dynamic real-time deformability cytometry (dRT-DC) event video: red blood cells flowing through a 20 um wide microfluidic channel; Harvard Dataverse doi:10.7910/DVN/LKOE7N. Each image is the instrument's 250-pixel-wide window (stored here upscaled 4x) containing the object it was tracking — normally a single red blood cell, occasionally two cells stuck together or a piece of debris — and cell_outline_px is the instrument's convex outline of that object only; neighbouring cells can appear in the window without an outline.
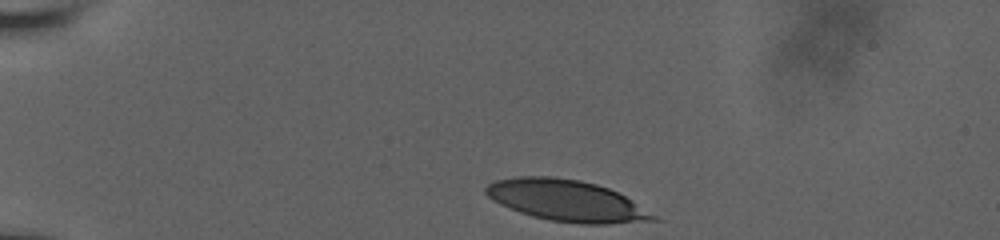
{"species": "human", "species_latin": "Homo sapiens", "temperature_condition": "room temperature", "stored_images_in_passage": 47, "camera_frame_rate_fps": 3000, "um_per_image_px": 0.085, "donor": {"sex": "male"}, "frame": {"image": 1, "passage_image": 1, "time_ms": 0.0, "image_size_px": [1000, 240], "cell_outline_px": [[664, 220], [604, 224], [580, 224], [548, 220], [532, 216], [520, 212], [500, 204], [492, 200], [484, 192], [484, 188], [488, 184], [496, 180], [520, 176], [552, 176], [580, 180], [596, 184], [608, 188], [632, 200]], "centroid_in_image_um": [48.17, 17.06], "position_along_channel_um": 36.8, "area_um2": 40.4}}
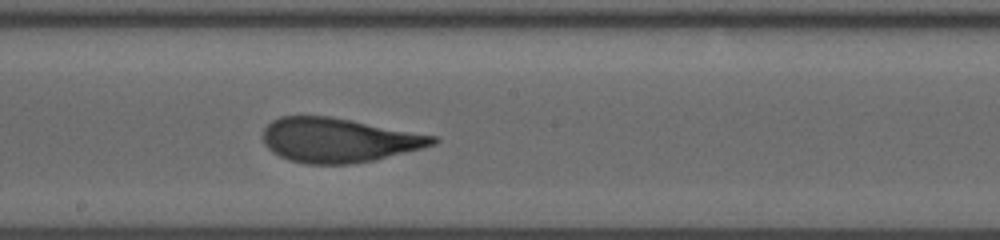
{"frame": {"image": 2, "passage_image": 26, "time_ms": 6.667, "image_size_px": [1000, 240], "cell_outline_px": [[440, 140], [436, 144], [376, 160], [352, 164], [308, 164], [288, 160], [272, 152], [264, 144], [264, 128], [272, 120], [280, 116], [332, 116], [436, 136]], "centroid_in_image_um": [28.78, 11.91], "position_along_channel_um": 219.4, "area_um2": 43.99}}
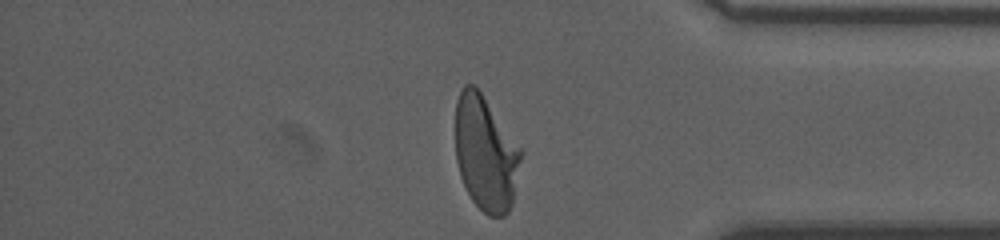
{"frame": {"image": 3, "passage_image": 47, "time_ms": 11.667, "image_size_px": [1000, 240], "cell_outline_px": [[524, 152], [512, 204], [508, 212], [504, 216], [488, 216], [472, 200], [460, 176], [456, 160], [456, 100], [464, 84], [472, 84], [480, 92]], "centroid_in_image_um": [41.29, 13.06], "position_along_channel_um": 393.9, "area_um2": 43.75}, "authors_computed_cell_mechanics": {"area_um2": 44.1592, "velocity_mm_per_s": 3.7843, "shape_relaxation_time_tau1_ms": 5.8102, "shape_relaxation_time_tau2_ms": 0.8676, "deformation_change_tau1": 0.227, "deformation_change_tau2": 0.0818}}